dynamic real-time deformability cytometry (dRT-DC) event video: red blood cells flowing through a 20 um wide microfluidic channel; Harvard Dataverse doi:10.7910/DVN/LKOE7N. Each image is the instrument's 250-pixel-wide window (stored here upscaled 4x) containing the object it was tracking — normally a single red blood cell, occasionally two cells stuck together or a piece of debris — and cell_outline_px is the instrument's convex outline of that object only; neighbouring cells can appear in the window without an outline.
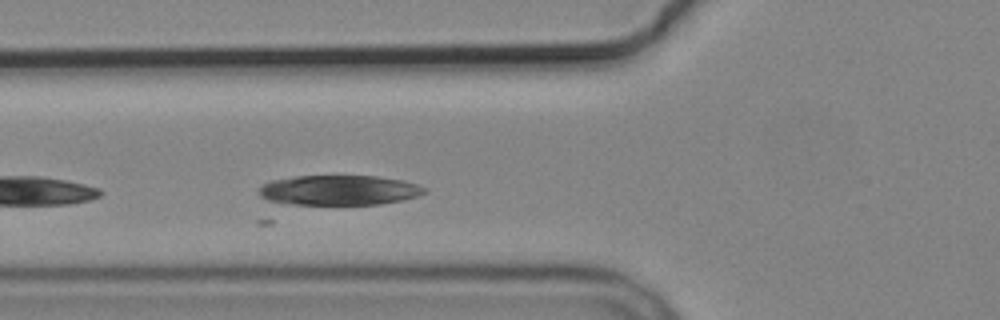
{"species": "common noctule bat (a hibernating species)", "species_latin": "Nyctalus noctula", "temperature_condition": "cold", "stored_images_in_passage": 3, "camera_frame_rate_fps": 3000, "um_per_image_px": 0.085, "animal": {"sex": "male", "body_mass_g": 19.2, "forearm_length_mm": 51.8}, "frame": {"image": 1, "passage_image": 3, "time_ms": 3.333, "image_size_px": [1000, 320], "cell_outline_px": [[428, 192], [404, 200], [380, 204], [292, 204], [268, 200], [260, 196], [260, 188], [264, 184], [272, 180], [296, 176], [376, 176], [404, 180], [428, 188]], "centroid_in_image_um": [28.89, 16.16], "position_along_channel_um": 96.9, "area_um2": 28.78}}